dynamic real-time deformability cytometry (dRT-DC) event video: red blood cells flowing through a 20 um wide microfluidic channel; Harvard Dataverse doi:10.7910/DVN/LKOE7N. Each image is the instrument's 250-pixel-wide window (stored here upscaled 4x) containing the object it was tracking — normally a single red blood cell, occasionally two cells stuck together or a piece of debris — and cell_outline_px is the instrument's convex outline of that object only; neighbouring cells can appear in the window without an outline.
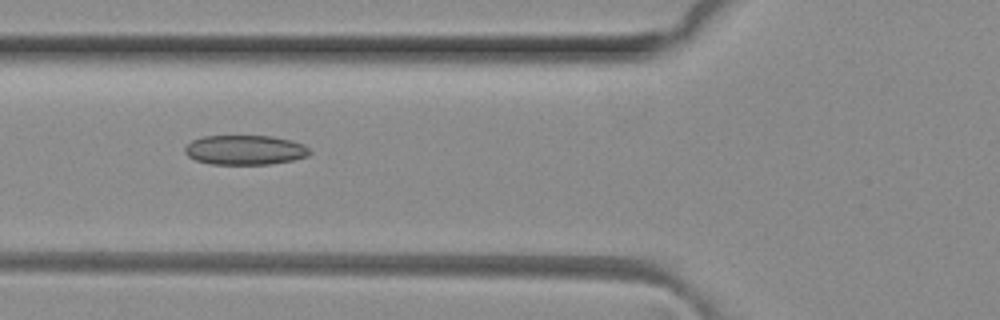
{"species": "common noctule bat (a hibernating species)", "species_latin": "Nyctalus noctula", "temperature_condition": "room temperature", "stored_images_in_passage": 8, "camera_frame_rate_fps": 3000, "um_per_image_px": 0.085, "animal": {"sex": "female", "body_mass_g": 29.2, "forearm_length_mm": 56.3}, "frame": {"image": 1, "passage_image": 5, "time_ms": 1.333, "image_size_px": [1000, 320], "cell_outline_px": [[312, 152], [308, 156], [292, 160], [272, 164], [208, 164], [196, 160], [188, 156], [184, 152], [184, 148], [192, 140], [204, 136], [272, 136], [292, 140], [304, 144]], "centroid_in_image_um": [20.84, 12.75], "position_along_channel_um": 105.0, "area_um2": 21.68}}
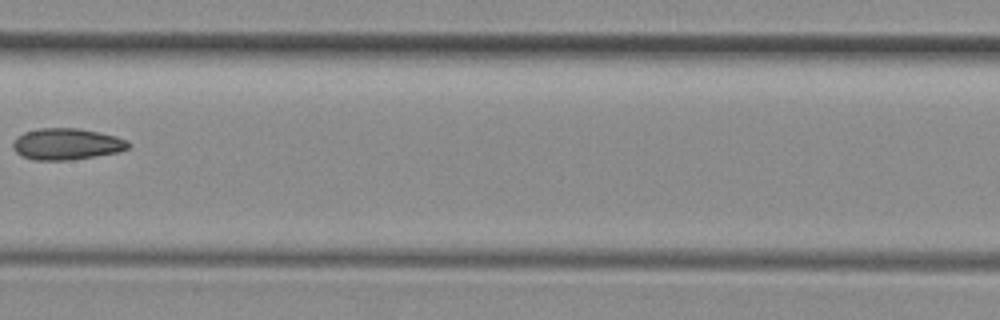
{"frame": {"image": 2, "passage_image": 7, "time_ms": 2.0, "image_size_px": [1000, 320], "cell_outline_px": [[132, 144], [128, 148], [120, 152], [72, 160], [32, 160], [20, 156], [12, 148], [12, 144], [16, 136], [24, 132], [40, 128], [76, 128], [100, 132], [116, 136], [128, 140]], "centroid_in_image_um": [5.67, 12.25], "position_along_channel_um": 201.7, "area_um2": 21.5}}
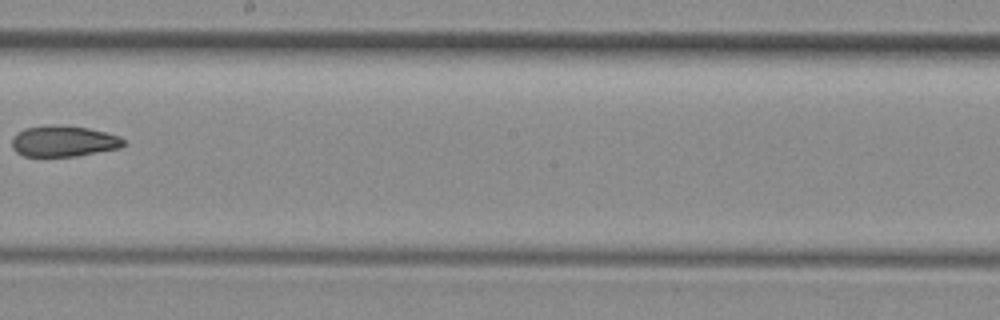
{"frame": {"image": 3, "passage_image": 8, "time_ms": 2.333, "image_size_px": [1000, 320], "cell_outline_px": [[124, 144], [120, 148], [76, 156], [24, 156], [16, 152], [12, 148], [12, 140], [24, 128], [52, 124], [88, 128], [120, 136], [124, 140]], "centroid_in_image_um": [5.41, 12.0], "position_along_channel_um": 242.8, "area_um2": 20.0}}